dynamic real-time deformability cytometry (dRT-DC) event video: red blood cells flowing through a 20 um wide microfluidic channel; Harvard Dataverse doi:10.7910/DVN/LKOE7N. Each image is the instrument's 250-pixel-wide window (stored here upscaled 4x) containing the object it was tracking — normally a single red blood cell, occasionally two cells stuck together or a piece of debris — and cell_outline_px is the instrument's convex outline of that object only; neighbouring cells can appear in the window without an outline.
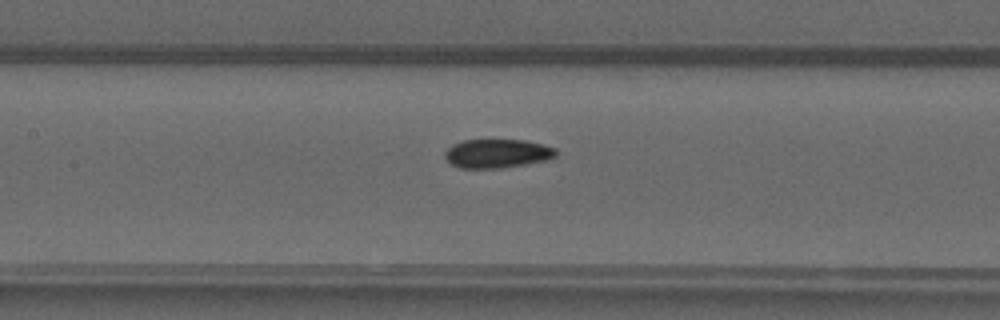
{"species": "common noctule bat (a hibernating species)", "species_latin": "Nyctalus noctula", "temperature_condition": "warm", "stored_images_in_passage": 40, "camera_frame_rate_fps": 3000, "um_per_image_px": 0.085, "animal": {"sex": "male", "forearm_length_mm": 52.5}, "frame": {"image": 1, "passage_image": 13, "time_ms": 4.0, "image_size_px": [1000, 320], "cell_outline_px": [[556, 156], [548, 160], [504, 168], [460, 168], [452, 164], [444, 156], [444, 152], [452, 144], [464, 140], [524, 140], [544, 144], [556, 148]], "centroid_in_image_um": [42.28, 13.05], "position_along_channel_um": 165.1, "area_um2": 18.79}}
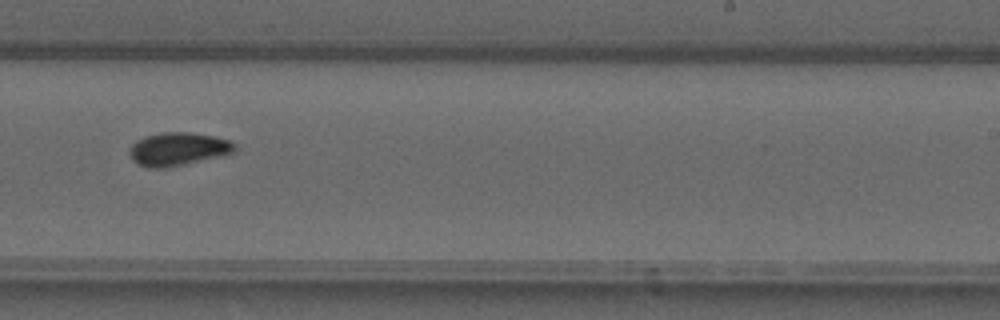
{"frame": {"image": 2, "passage_image": 21, "time_ms": 6.667, "image_size_px": [1000, 320], "cell_outline_px": [[236, 152], [184, 164], [164, 168], [148, 168], [136, 164], [132, 160], [128, 152], [128, 148], [136, 140], [148, 136], [164, 132], [188, 132], [216, 136], [232, 140], [236, 144]], "centroid_in_image_um": [15.13, 12.67], "position_along_channel_um": 273.9, "area_um2": 20.52}}
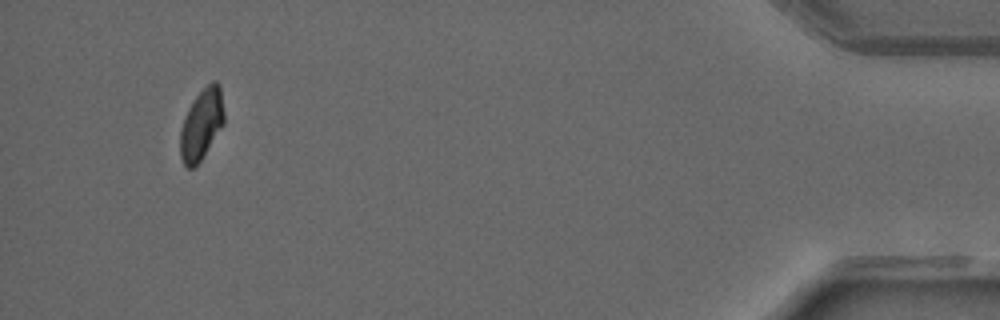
{"frame": {"image": 3, "passage_image": 37, "time_ms": 12.0, "image_size_px": [1000, 320], "cell_outline_px": [[224, 124], [200, 160], [192, 168], [188, 168], [184, 164], [180, 156], [180, 128], [188, 108], [192, 100], [212, 80], [216, 80], [220, 84], [224, 112]], "centroid_in_image_um": [17.13, 10.53], "position_along_channel_um": 418.1, "area_um2": 18.03}, "authors_computed_cell_mechanics": {"area_um2": 18.9295, "velocity_mm_per_s": 4.0951, "shape_relaxation_time_tau1_ms": 4.339, "shape_relaxation_time_tau2_ms": 2.9114, "deformation_change_tau1": 0.1301, "deformation_change_tau2": 0.0416}}